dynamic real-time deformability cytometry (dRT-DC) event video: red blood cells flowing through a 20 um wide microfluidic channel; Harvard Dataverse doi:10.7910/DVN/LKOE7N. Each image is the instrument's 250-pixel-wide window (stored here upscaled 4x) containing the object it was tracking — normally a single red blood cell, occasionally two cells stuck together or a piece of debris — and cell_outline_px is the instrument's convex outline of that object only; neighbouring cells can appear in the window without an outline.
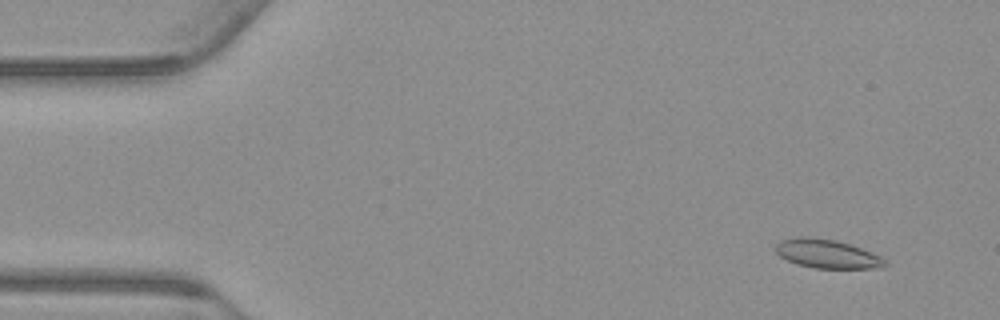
{"species": "common noctule bat (a hibernating species)", "species_latin": "Nyctalus noctula", "temperature_condition": "warm", "stored_images_in_passage": 55, "camera_frame_rate_fps": 3000, "um_per_image_px": 0.085, "animal": {"sex": "male", "body_mass_g": 23.1, "forearm_length_mm": 52.7}, "frame": {"image": 1, "passage_image": 5, "time_ms": 1.333, "image_size_px": [1000, 320], "cell_outline_px": [[888, 264], [884, 268], [812, 268], [796, 264], [780, 256], [776, 252], [776, 244], [780, 240], [796, 236], [808, 236], [836, 240], [860, 248], [880, 256], [888, 260]], "centroid_in_image_um": [70.3, 21.57], "position_along_channel_um": 14.7, "area_um2": 18.5}}
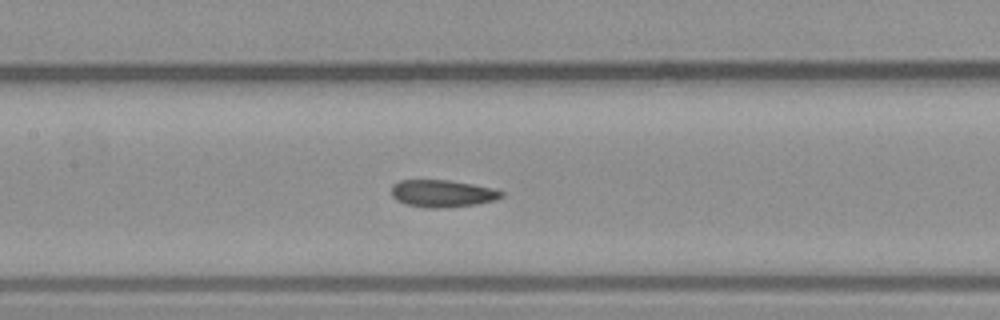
{"frame": {"image": 2, "passage_image": 26, "time_ms": 8.333, "image_size_px": [1000, 320], "cell_outline_px": [[504, 196], [496, 200], [476, 204], [436, 208], [424, 208], [408, 204], [396, 200], [392, 196], [392, 184], [400, 180], [448, 180], [472, 184], [492, 188], [504, 192]], "centroid_in_image_um": [37.6, 16.44], "position_along_channel_um": 169.8, "area_um2": 17.4}}
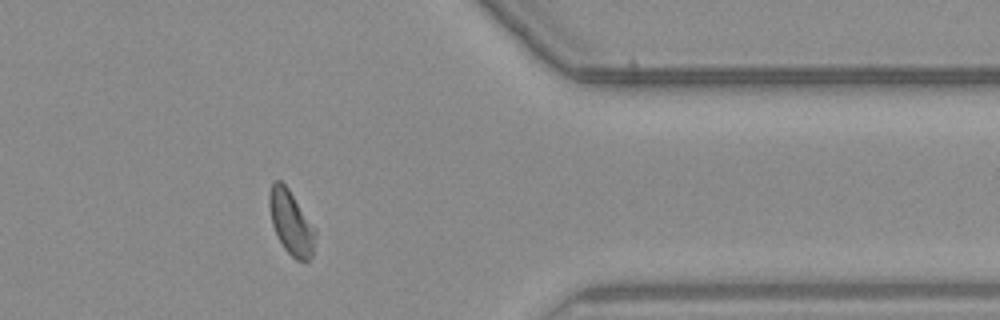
{"frame": {"image": 3, "passage_image": 45, "time_ms": 14.667, "image_size_px": [1000, 320], "cell_outline_px": [[316, 232], [312, 256], [308, 260], [296, 260], [284, 248], [272, 224], [268, 204], [268, 196], [272, 184], [276, 180], [280, 180], [288, 188], [316, 228]], "centroid_in_image_um": [24.74, 18.91], "position_along_channel_um": 386.7, "area_um2": 17.05}, "authors_computed_cell_mechanics": {"area_um2": 17.6868, "velocity_mm_per_s": 3.7456, "shape_relaxation_time_tau1_ms": null, "shape_relaxation_time_tau2_ms": 3.0953, "deformation_change_tau1": null, "deformation_change_tau2": 0.082}}